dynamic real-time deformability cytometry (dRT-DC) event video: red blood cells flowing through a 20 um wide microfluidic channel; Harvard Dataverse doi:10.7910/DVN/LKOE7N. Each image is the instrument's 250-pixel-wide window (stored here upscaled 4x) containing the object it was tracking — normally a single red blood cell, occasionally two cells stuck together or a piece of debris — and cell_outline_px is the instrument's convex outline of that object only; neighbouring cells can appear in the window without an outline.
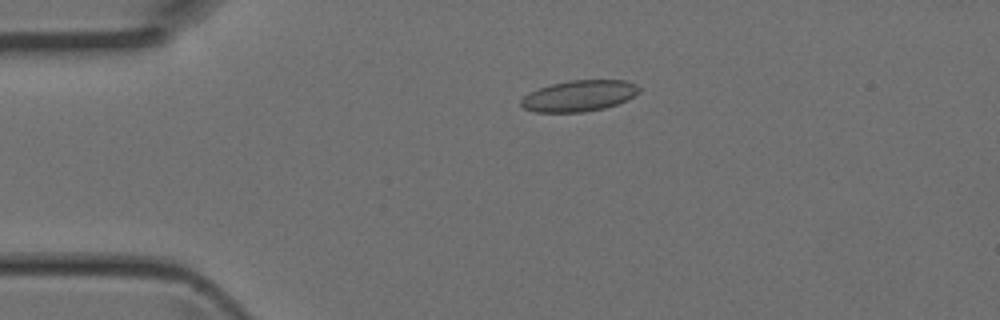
{"species": "Egyptian fruit bat (a non-hibernating species)", "species_latin": "Rousettus aegyptiacus", "temperature_condition": "room temperature", "stored_images_in_passage": 1, "camera_frame_rate_fps": 3000, "um_per_image_px": 0.085, "animal": {"sex": "female"}, "frame": {"image": 1, "passage_image": 1, "time_ms": 0.0, "image_size_px": [1000, 320], "cell_outline_px": [[640, 92], [616, 104], [604, 108], [584, 112], [536, 112], [524, 108], [520, 104], [520, 100], [528, 92], [552, 84], [568, 80], [624, 80], [636, 84], [640, 88]], "centroid_in_image_um": [49.2, 8.14], "position_along_channel_um": 35.8, "area_um2": 21.27}}